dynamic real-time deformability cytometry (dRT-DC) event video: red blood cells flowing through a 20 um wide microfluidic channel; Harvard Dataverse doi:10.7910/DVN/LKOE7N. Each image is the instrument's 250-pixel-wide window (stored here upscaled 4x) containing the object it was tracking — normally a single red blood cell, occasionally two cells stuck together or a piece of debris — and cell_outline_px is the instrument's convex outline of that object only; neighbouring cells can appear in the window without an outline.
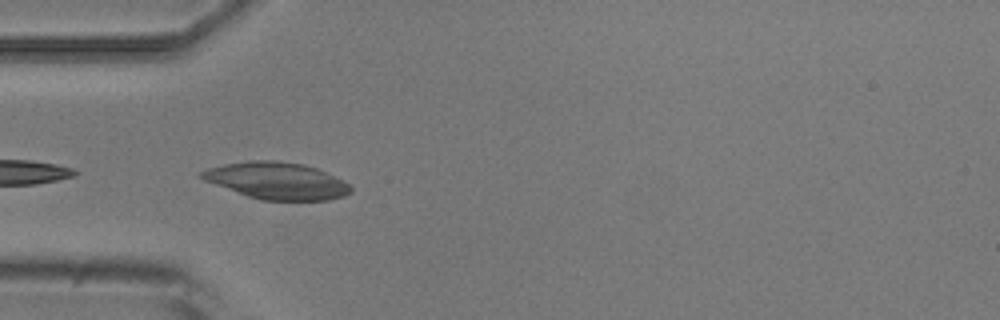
{"species": "common noctule bat (a hibernating species)", "species_latin": "Nyctalus noctula", "temperature_condition": "room temperature", "stored_images_in_passage": 4, "camera_frame_rate_fps": 3000, "um_per_image_px": 0.085, "animal": {"sex": "male", "body_mass_g": 20.5, "forearm_length_mm": 52.5}, "frame": {"image": 1, "passage_image": 3, "time_ms": 2.333, "image_size_px": [1000, 320], "cell_outline_px": [[352, 192], [344, 196], [328, 200], [260, 200], [248, 196], [204, 180], [196, 176], [200, 172], [208, 168], [224, 164], [248, 160], [272, 160], [304, 164], [316, 168], [348, 184], [352, 188]], "centroid_in_image_um": [23.49, 15.36], "position_along_channel_um": 61.5, "area_um2": 31.79}}
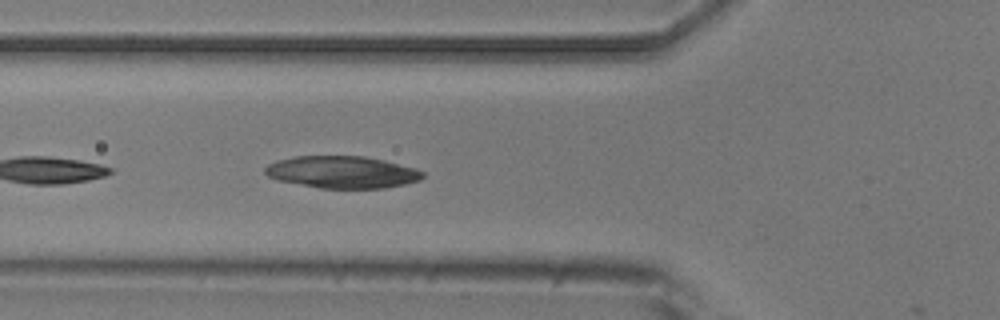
{"frame": {"image": 2, "passage_image": 4, "time_ms": 3.333, "image_size_px": [1000, 320], "cell_outline_px": [[424, 176], [420, 180], [404, 184], [384, 188], [320, 188], [276, 180], [268, 176], [264, 172], [264, 168], [268, 164], [276, 160], [296, 156], [364, 156], [384, 160], [416, 168], [424, 172]], "centroid_in_image_um": [29.07, 14.62], "position_along_channel_um": 96.7, "area_um2": 29.59}}